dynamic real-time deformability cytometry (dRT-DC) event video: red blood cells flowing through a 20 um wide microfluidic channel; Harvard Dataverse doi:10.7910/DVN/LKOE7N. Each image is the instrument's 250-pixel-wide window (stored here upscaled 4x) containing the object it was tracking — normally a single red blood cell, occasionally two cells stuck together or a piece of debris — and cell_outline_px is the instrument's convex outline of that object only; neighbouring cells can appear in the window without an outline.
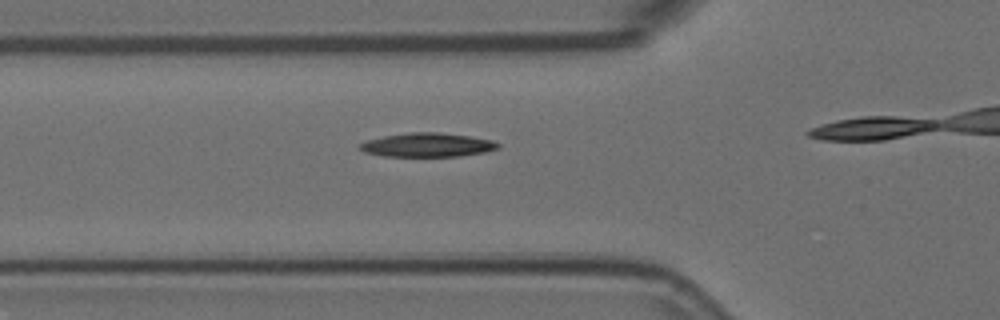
{"species": "Egyptian fruit bat (a non-hibernating species)", "species_latin": "Rousettus aegyptiacus", "temperature_condition": "room temperature", "stored_images_in_passage": 14, "camera_frame_rate_fps": 3000, "um_per_image_px": 0.085, "animal": {"sex": "female"}, "frame": {"image": 1, "passage_image": 10, "time_ms": 3.0, "image_size_px": [1000, 320], "cell_outline_px": [[500, 148], [484, 152], [460, 156], [384, 156], [364, 152], [356, 148], [360, 144], [368, 140], [384, 136], [412, 132], [436, 132], [468, 136], [492, 140], [500, 144]], "centroid_in_image_um": [36.32, 12.32], "position_along_channel_um": 89.5, "area_um2": 19.13}}